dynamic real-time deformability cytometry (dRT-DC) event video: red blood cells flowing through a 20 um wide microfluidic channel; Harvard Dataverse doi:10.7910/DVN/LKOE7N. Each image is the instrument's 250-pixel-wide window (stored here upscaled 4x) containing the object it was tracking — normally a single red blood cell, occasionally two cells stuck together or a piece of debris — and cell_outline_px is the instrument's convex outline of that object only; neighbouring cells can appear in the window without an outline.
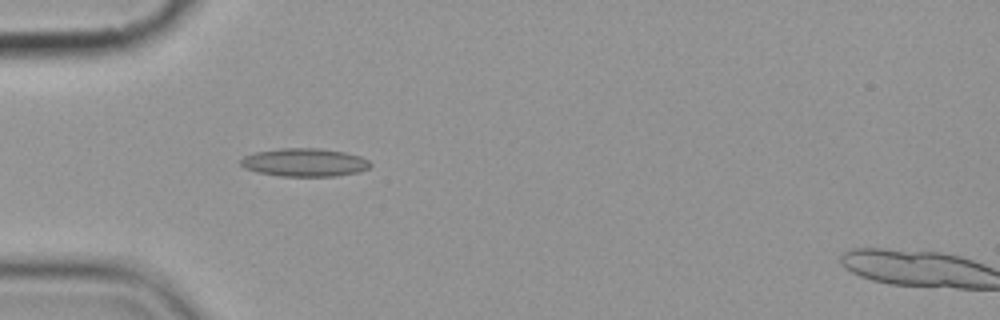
{"species": "common noctule bat (a hibernating species)", "species_latin": "Nyctalus noctula", "temperature_condition": "cold", "stored_images_in_passage": 5, "camera_frame_rate_fps": 3000, "um_per_image_px": 0.085, "animal": {"sex": "female", "body_mass_g": 19.9}, "frame": {"image": 1, "passage_image": 4, "time_ms": 3.333, "image_size_px": [1000, 320], "cell_outline_px": [[372, 164], [368, 168], [360, 172], [336, 176], [280, 176], [256, 172], [244, 168], [240, 164], [240, 160], [244, 156], [256, 152], [280, 148], [320, 148], [344, 152], [360, 156], [368, 160]], "centroid_in_image_um": [25.88, 13.81], "position_along_channel_um": 59.1, "area_um2": 21.39}}